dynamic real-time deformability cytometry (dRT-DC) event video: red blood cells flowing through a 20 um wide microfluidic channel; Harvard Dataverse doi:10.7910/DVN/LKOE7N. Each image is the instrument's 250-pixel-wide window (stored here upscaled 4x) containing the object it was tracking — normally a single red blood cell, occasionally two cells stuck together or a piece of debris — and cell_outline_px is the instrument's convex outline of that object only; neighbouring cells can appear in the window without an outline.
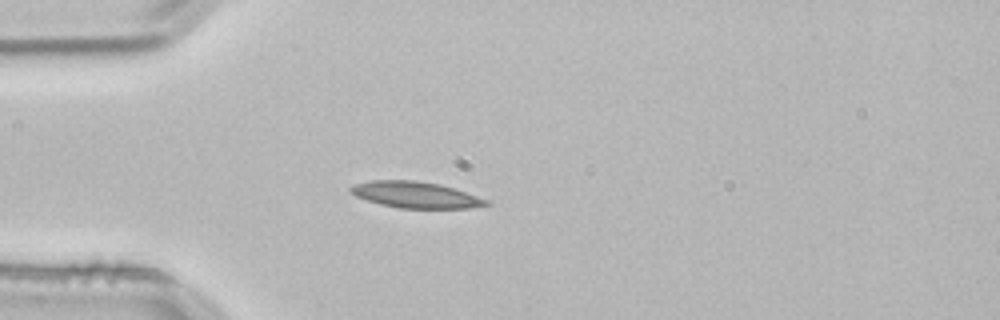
{"species": "common noctule bat (a hibernating species)", "species_latin": "Nyctalus noctula", "temperature_condition": "room temperature", "stored_images_in_passage": 3, "camera_frame_rate_fps": 3000, "um_per_image_px": 0.085, "animal": {"sex": "male", "body_mass_g": 21.5, "forearm_length_mm": 52.0}, "frame": {"image": 1, "passage_image": 3, "time_ms": 0.667, "image_size_px": [1000, 320], "cell_outline_px": [[492, 204], [472, 208], [400, 208], [380, 204], [356, 196], [348, 188], [352, 184], [368, 180], [416, 180], [440, 184], [488, 200]], "centroid_in_image_um": [35.3, 16.55], "position_along_channel_um": 49.7, "area_um2": 20.69}}